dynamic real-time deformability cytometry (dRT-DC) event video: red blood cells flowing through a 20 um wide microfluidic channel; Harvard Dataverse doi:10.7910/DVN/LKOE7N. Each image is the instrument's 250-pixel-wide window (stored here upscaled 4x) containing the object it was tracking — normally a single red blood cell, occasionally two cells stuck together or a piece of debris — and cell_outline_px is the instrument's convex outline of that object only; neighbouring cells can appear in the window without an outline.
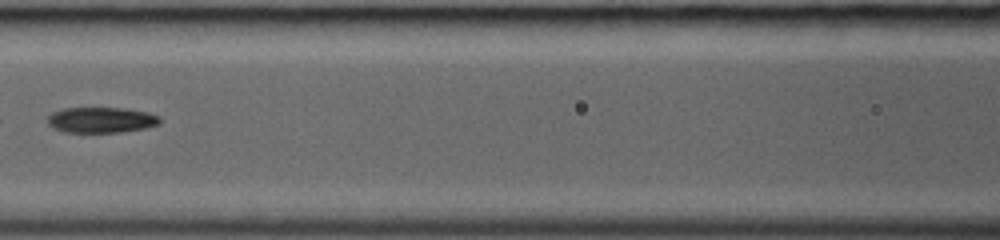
{"species": "common noctule bat (a hibernating species)", "species_latin": "Nyctalus noctula", "temperature_condition": "room temperature", "stored_images_in_passage": 36, "camera_frame_rate_fps": 3000, "um_per_image_px": 0.085, "animal": {"sex": "female", "body_mass_g": 19.0, "forearm_length_mm": 53.3}, "frame": {"image": 1, "passage_image": 18, "time_ms": 5.667, "image_size_px": [1000, 240], "cell_outline_px": [[160, 124], [144, 128], [120, 132], [64, 132], [52, 128], [48, 124], [48, 116], [52, 112], [64, 108], [124, 108], [148, 112], [160, 116]], "centroid_in_image_um": [8.6, 10.19], "position_along_channel_um": 158.0, "area_um2": 16.82}}
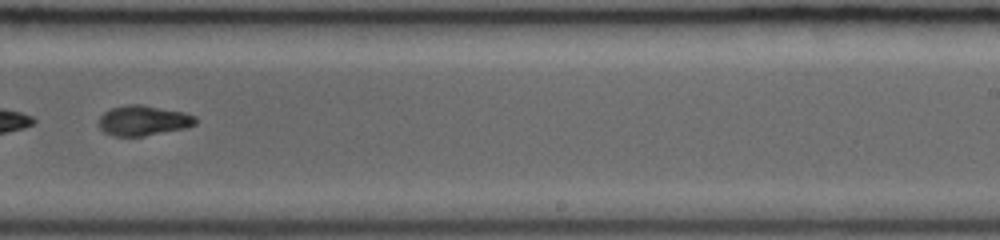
{"frame": {"image": 2, "passage_image": 25, "time_ms": 8.0, "image_size_px": [1000, 240], "cell_outline_px": [[196, 124], [184, 128], [144, 136], [112, 136], [104, 132], [100, 128], [100, 116], [104, 112], [112, 108], [128, 104], [140, 104], [184, 112], [196, 116]], "centroid_in_image_um": [12.18, 10.24], "position_along_channel_um": 276.8, "area_um2": 16.88}}